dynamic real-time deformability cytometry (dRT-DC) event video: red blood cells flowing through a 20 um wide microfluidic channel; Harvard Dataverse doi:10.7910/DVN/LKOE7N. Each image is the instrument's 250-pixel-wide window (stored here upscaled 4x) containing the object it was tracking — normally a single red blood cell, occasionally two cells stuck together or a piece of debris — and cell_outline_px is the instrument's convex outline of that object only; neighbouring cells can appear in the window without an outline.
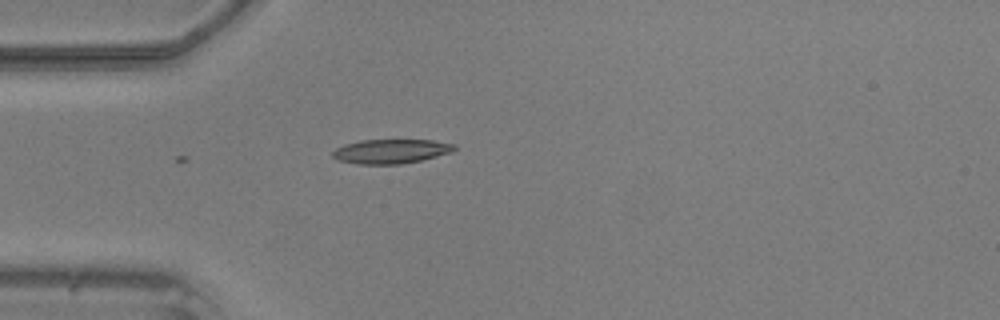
{"species": "common noctule bat (a hibernating species)", "species_latin": "Nyctalus noctula", "temperature_condition": "warm", "stored_images_in_passage": 25, "camera_frame_rate_fps": 3000, "um_per_image_px": 0.085, "animal": {"sex": "male", "body_mass_g": 20.5, "forearm_length_mm": 52.5}, "frame": {"image": 1, "passage_image": 1, "time_ms": 0.0, "image_size_px": [1000, 320], "cell_outline_px": [[456, 148], [452, 152], [420, 160], [400, 164], [360, 164], [336, 160], [332, 156], [332, 152], [336, 148], [344, 144], [360, 140], [432, 140], [456, 144]], "centroid_in_image_um": [33.21, 12.85], "position_along_channel_um": 51.8, "area_um2": 17.22}}